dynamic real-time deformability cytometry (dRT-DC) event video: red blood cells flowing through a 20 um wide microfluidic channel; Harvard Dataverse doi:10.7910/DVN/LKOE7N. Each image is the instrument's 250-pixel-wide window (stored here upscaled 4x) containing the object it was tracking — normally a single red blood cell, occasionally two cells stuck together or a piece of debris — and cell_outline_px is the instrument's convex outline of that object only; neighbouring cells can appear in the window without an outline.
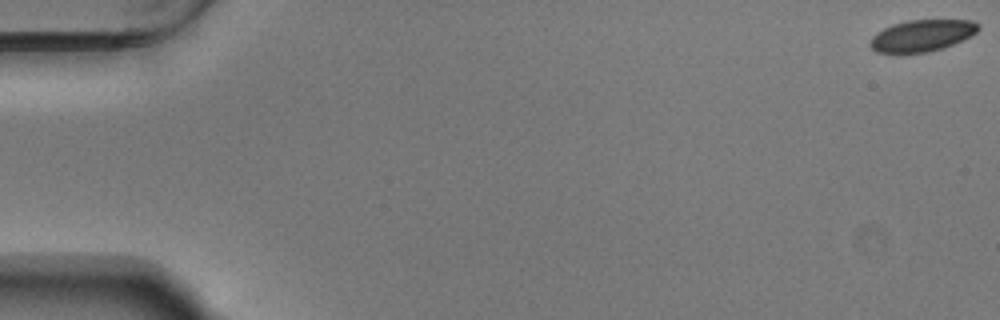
{"species": "Egyptian fruit bat (a non-hibernating species)", "species_latin": "Rousettus aegyptiacus", "temperature_condition": "warm", "stored_images_in_passage": 56, "camera_frame_rate_fps": 3000, "um_per_image_px": 0.085, "animal": {"sex": "male"}, "frame": {"image": 1, "passage_image": 1, "time_ms": 0.0, "image_size_px": [1000, 320], "cell_outline_px": [[980, 28], [976, 32], [944, 48], [928, 52], [876, 52], [868, 44], [872, 36], [876, 32], [892, 24], [908, 20], [972, 20], [980, 24]], "centroid_in_image_um": [78.34, 3.01], "position_along_channel_um": 6.7, "area_um2": 19.77}}
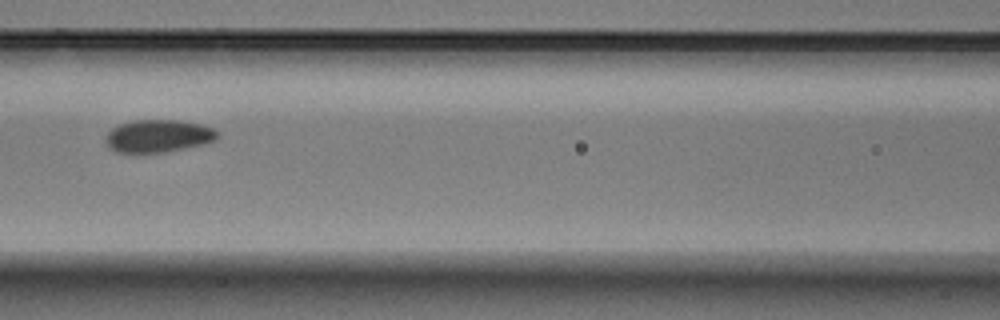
{"frame": {"image": 2, "passage_image": 26, "time_ms": 8.333, "image_size_px": [1000, 320], "cell_outline_px": [[220, 136], [216, 140], [204, 144], [164, 152], [140, 156], [136, 156], [116, 152], [108, 148], [104, 140], [108, 132], [112, 128], [120, 124], [132, 120], [176, 120], [200, 124], [212, 128], [220, 132]], "centroid_in_image_um": [13.4, 11.61], "position_along_channel_um": 153.2, "area_um2": 22.08}}
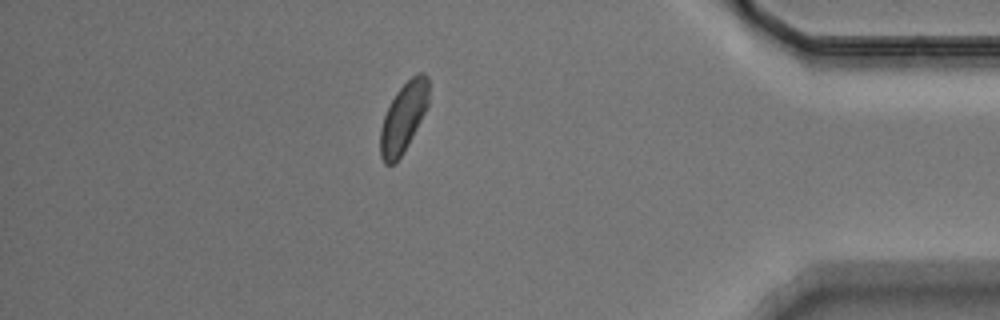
{"frame": {"image": 3, "passage_image": 49, "time_ms": 16.0, "image_size_px": [1000, 320], "cell_outline_px": [[428, 104], [412, 136], [400, 156], [392, 164], [384, 164], [380, 156], [380, 128], [384, 116], [396, 92], [416, 72], [424, 72], [428, 76]], "centroid_in_image_um": [34.28, 9.95], "position_along_channel_um": 400.9, "area_um2": 19.19}, "authors_computed_cell_mechanics": {"area_um2": 20.8658, "velocity_mm_per_s": 3.6929, "shape_relaxation_time_tau1_ms": 2.319, "shape_relaxation_time_tau2_ms": 3.5712, "deformation_change_tau1": 0.0531, "deformation_change_tau2": 0.0631}}